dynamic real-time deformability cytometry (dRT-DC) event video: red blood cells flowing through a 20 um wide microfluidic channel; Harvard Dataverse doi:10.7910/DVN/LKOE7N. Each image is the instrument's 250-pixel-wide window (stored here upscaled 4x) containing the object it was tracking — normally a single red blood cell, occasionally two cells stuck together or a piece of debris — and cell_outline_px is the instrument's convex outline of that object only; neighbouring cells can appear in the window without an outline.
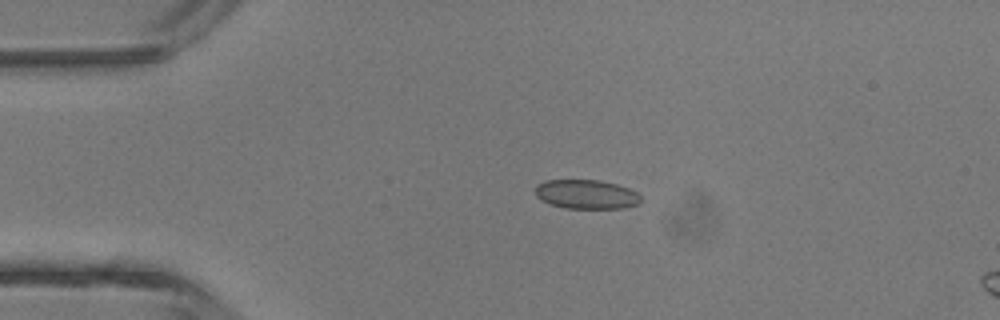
{"species": "common noctule bat (a hibernating species)", "species_latin": "Nyctalus noctula", "temperature_condition": "room temperature", "stored_images_in_passage": 5, "camera_frame_rate_fps": 3000, "um_per_image_px": 0.085, "animal": {"sex": "male", "body_mass_g": 13.3}, "frame": {"image": 1, "passage_image": 3, "time_ms": 2.333, "image_size_px": [1000, 320], "cell_outline_px": [[640, 204], [624, 208], [564, 208], [548, 204], [540, 200], [536, 196], [536, 184], [544, 180], [600, 180], [616, 184], [628, 188], [636, 192], [640, 196]], "centroid_in_image_um": [49.81, 16.52], "position_along_channel_um": 35.2, "area_um2": 18.09}}